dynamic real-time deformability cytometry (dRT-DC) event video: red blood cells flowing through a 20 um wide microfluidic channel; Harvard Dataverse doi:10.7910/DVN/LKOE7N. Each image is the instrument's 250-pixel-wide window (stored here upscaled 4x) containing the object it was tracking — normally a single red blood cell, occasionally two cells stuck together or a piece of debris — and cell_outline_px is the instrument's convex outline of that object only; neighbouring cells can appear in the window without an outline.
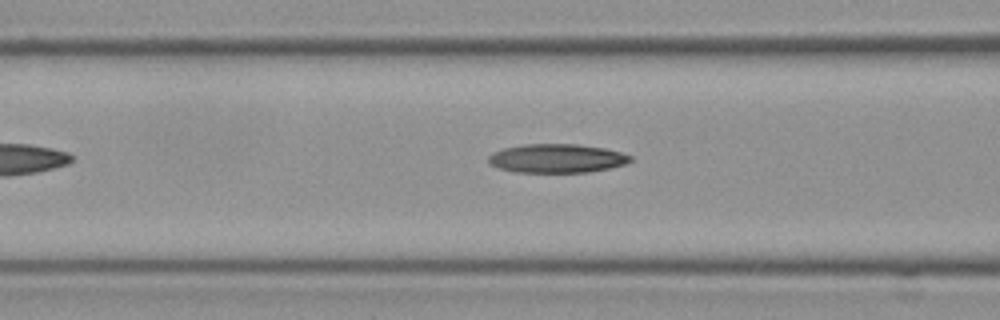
{"species": "Egyptian fruit bat (a non-hibernating species)", "species_latin": "Rousettus aegyptiacus", "temperature_condition": "cold", "stored_images_in_passage": 7, "camera_frame_rate_fps": 3000, "um_per_image_px": 0.085, "frame": {"image": 1, "passage_image": 7, "time_ms": 2.0, "image_size_px": [1000, 320], "cell_outline_px": [[632, 160], [624, 164], [608, 168], [588, 172], [516, 172], [500, 168], [492, 164], [488, 160], [488, 156], [492, 152], [504, 148], [524, 144], [576, 144], [604, 148], [620, 152], [632, 156]], "centroid_in_image_um": [47.32, 13.45], "position_along_channel_um": 119.3, "area_um2": 23.64}}